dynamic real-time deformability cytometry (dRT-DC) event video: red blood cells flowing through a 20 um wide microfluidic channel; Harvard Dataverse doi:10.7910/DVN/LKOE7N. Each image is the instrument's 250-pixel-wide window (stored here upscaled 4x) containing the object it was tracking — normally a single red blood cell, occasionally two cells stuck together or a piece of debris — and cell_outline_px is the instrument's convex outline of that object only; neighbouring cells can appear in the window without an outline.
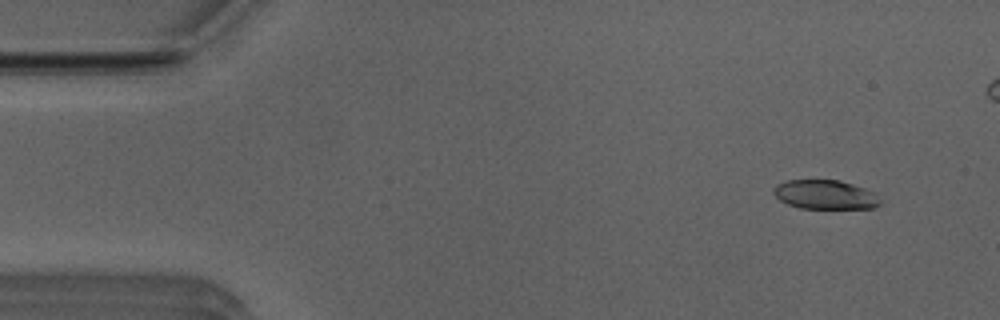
{"species": "Egyptian fruit bat (a non-hibernating species)", "species_latin": "Rousettus aegyptiacus", "temperature_condition": "room temperature", "stored_images_in_passage": 45, "camera_frame_rate_fps": 3000, "um_per_image_px": 0.085, "animal": {"sex": "male"}, "frame": {"image": 1, "passage_image": 2, "time_ms": 0.333, "image_size_px": [1000, 320], "cell_outline_px": [[880, 204], [872, 208], [800, 208], [788, 204], [780, 200], [772, 192], [776, 184], [788, 180], [836, 180], [852, 184], [876, 192], [880, 200]], "centroid_in_image_um": [70.14, 16.54], "position_along_channel_um": 14.9, "area_um2": 18.03}}
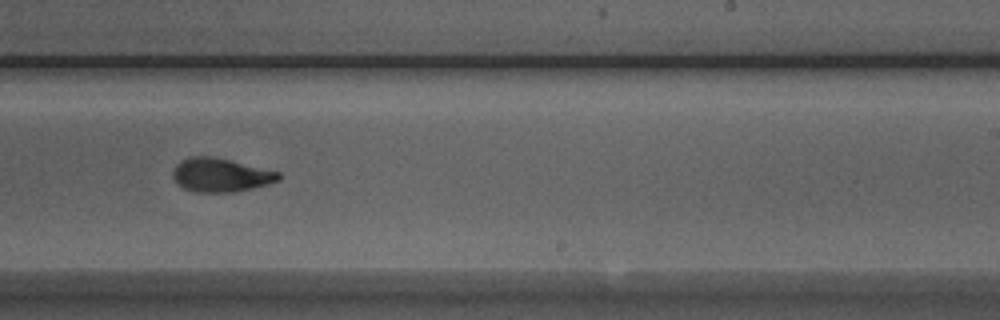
{"frame": {"image": 2, "passage_image": 29, "time_ms": 9.333, "image_size_px": [1000, 320], "cell_outline_px": [[280, 180], [268, 184], [252, 188], [232, 192], [192, 192], [176, 184], [172, 176], [172, 172], [176, 164], [180, 160], [192, 156], [212, 156], [280, 172]], "centroid_in_image_um": [18.71, 14.88], "position_along_channel_um": 270.3, "area_um2": 20.81}}
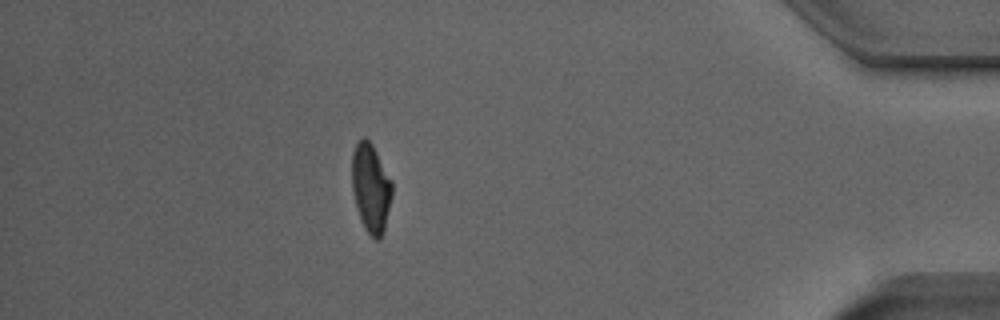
{"frame": {"image": 3, "passage_image": 43, "time_ms": 14.0, "image_size_px": [1000, 320], "cell_outline_px": [[392, 196], [384, 232], [380, 240], [376, 240], [364, 228], [356, 208], [352, 188], [352, 152], [356, 144], [364, 136], [372, 144], [392, 180]], "centroid_in_image_um": [31.53, 15.99], "position_along_channel_um": 403.7, "area_um2": 20.87}, "authors_computed_cell_mechanics": {"area_um2": 20.7502, "velocity_mm_per_s": 3.9492, "shape_relaxation_time_tau1_ms": 4.0396, "shape_relaxation_time_tau2_ms": 2.2348, "deformation_change_tau1": 0.1745, "deformation_change_tau2": 0.0854}}